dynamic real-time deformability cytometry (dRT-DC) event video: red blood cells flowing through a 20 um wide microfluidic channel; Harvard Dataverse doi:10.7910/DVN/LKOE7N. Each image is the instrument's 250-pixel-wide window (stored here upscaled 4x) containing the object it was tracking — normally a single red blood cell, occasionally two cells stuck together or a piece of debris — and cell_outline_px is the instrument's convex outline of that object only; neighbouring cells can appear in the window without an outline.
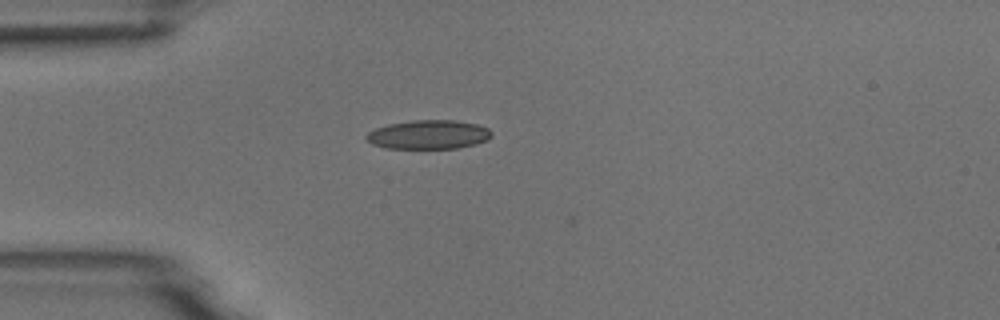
{"species": "common noctule bat (a hibernating species)", "species_latin": "Nyctalus noctula", "temperature_condition": "room temperature", "stored_images_in_passage": 4, "camera_frame_rate_fps": 3000, "um_per_image_px": 0.085, "animal": {"sex": "male", "body_mass_g": 18.8}, "frame": {"image": 1, "passage_image": 1, "time_ms": 0.0, "image_size_px": [1000, 320], "cell_outline_px": [[492, 136], [488, 140], [476, 144], [456, 148], [384, 148], [372, 144], [364, 136], [368, 132], [376, 128], [388, 124], [412, 120], [452, 120], [476, 124], [488, 128], [492, 132]], "centroid_in_image_um": [36.43, 11.44], "position_along_channel_um": 48.6, "area_um2": 21.15}}